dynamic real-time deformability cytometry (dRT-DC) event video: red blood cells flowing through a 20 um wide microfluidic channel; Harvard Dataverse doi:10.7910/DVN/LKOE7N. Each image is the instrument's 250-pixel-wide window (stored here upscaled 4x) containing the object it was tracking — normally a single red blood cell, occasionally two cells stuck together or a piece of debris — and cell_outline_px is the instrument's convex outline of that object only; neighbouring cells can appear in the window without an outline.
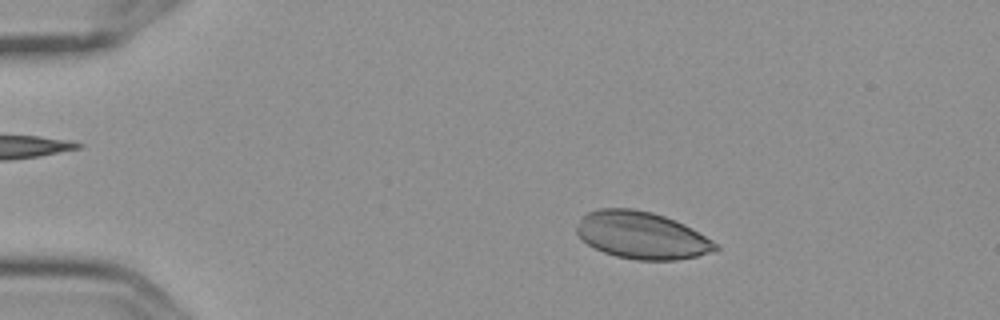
{"species": "Egyptian fruit bat (a non-hibernating species)", "species_latin": "Rousettus aegyptiacus", "temperature_condition": "cold", "stored_images_in_passage": 4, "camera_frame_rate_fps": 3000, "um_per_image_px": 0.085, "frame": {"image": 1, "passage_image": 2, "time_ms": 0.333, "image_size_px": [1000, 320], "cell_outline_px": [[720, 248], [716, 252], [676, 260], [636, 260], [616, 256], [604, 252], [588, 244], [576, 232], [576, 228], [580, 216], [588, 212], [600, 208], [632, 208], [652, 212], [676, 220], [692, 228], [712, 240]], "centroid_in_image_um": [54.56, 19.99], "position_along_channel_um": 30.4, "area_um2": 38.26}}